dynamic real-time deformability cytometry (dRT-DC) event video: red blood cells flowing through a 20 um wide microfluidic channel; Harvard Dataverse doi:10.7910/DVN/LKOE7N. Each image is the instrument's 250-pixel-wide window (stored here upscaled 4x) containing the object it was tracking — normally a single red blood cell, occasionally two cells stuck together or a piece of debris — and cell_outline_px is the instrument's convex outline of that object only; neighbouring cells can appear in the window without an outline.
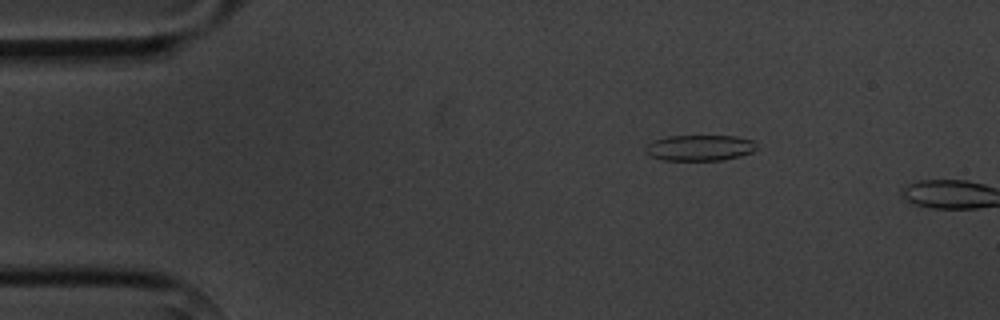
{"species": "common noctule bat (a hibernating species)", "species_latin": "Nyctalus noctula", "temperature_condition": "cold", "stored_images_in_passage": 2, "camera_frame_rate_fps": 3000, "um_per_image_px": 0.085, "animal": {"sex": "male", "body_mass_g": 20.1, "forearm_length_mm": 53.5}, "frame": {"image": 1, "passage_image": 1, "time_ms": 0.0, "image_size_px": [1000, 320], "cell_outline_px": [[756, 148], [752, 152], [740, 156], [724, 160], [664, 160], [652, 156], [644, 152], [644, 148], [648, 144], [656, 140], [668, 136], [736, 136], [752, 140], [756, 144]], "centroid_in_image_um": [59.49, 12.56], "position_along_channel_um": 25.5, "area_um2": 16.65}}